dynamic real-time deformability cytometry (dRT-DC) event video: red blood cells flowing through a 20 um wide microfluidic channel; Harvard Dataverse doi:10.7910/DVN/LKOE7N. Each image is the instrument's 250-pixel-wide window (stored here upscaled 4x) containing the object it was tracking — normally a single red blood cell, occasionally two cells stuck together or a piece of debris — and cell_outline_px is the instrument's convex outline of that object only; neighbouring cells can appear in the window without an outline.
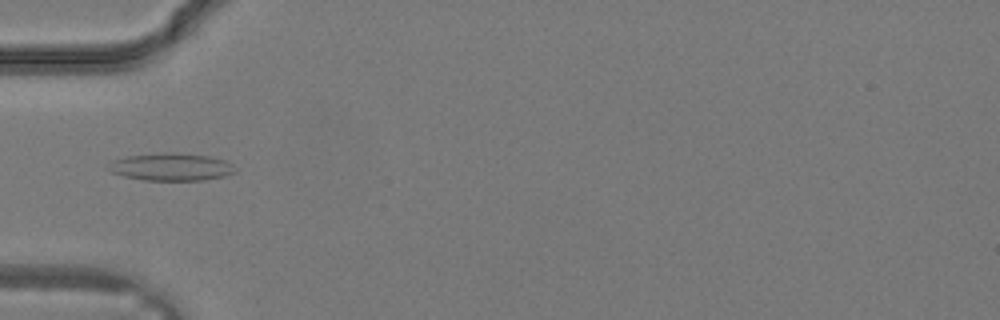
{"species": "common noctule bat (a hibernating species)", "species_latin": "Nyctalus noctula", "temperature_condition": "warm", "stored_images_in_passage": 22, "camera_frame_rate_fps": 3000, "um_per_image_px": 0.085, "animal": {"sex": "male", "body_mass_g": 19.2, "forearm_length_mm": 51.8}, "frame": {"image": 1, "passage_image": 1, "time_ms": 0.0, "image_size_px": [1000, 320], "cell_outline_px": [[236, 172], [224, 176], [204, 180], [144, 180], [124, 176], [112, 172], [104, 168], [112, 160], [128, 156], [164, 152], [176, 152], [208, 156], [228, 160], [236, 168]], "centroid_in_image_um": [14.55, 14.18], "position_along_channel_um": 70.4, "area_um2": 20.58}}
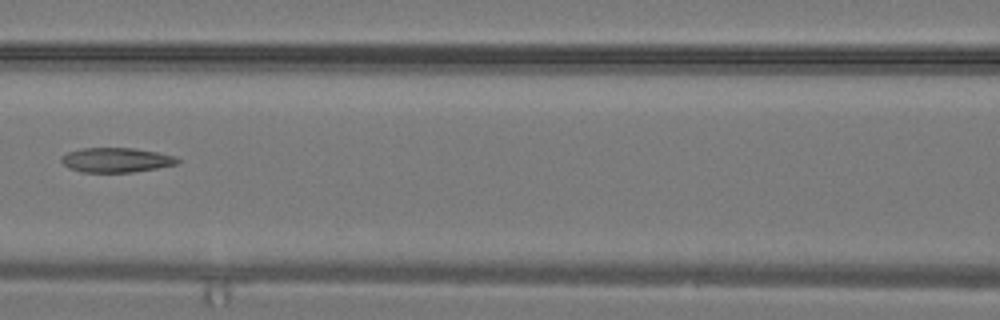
{"frame": {"image": 2, "passage_image": 5, "time_ms": 1.333, "image_size_px": [1000, 320], "cell_outline_px": [[180, 160], [176, 164], [156, 168], [132, 172], [80, 172], [68, 168], [60, 160], [60, 156], [68, 152], [84, 148], [132, 148], [156, 152], [172, 156]], "centroid_in_image_um": [9.81, 13.6], "position_along_channel_um": 156.8, "area_um2": 16.47}}
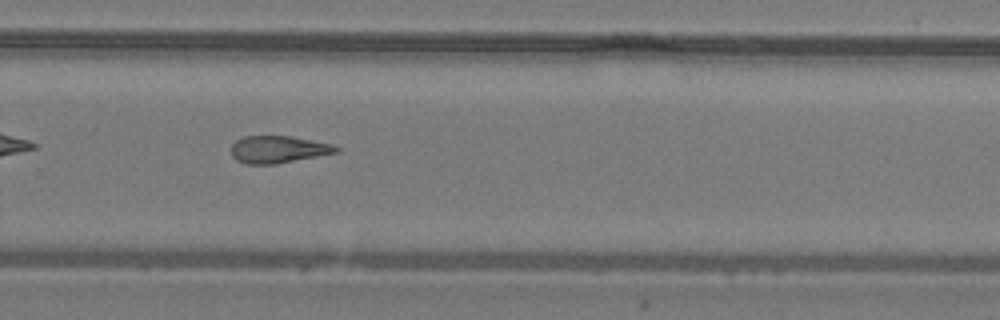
{"frame": {"image": 3, "passage_image": 12, "time_ms": 3.667, "image_size_px": [1000, 320], "cell_outline_px": [[340, 152], [276, 164], [248, 164], [236, 160], [232, 156], [232, 144], [236, 140], [244, 136], [292, 136], [332, 144], [340, 148]], "centroid_in_image_um": [23.67, 12.7], "position_along_channel_um": 306.1, "area_um2": 16.7}}